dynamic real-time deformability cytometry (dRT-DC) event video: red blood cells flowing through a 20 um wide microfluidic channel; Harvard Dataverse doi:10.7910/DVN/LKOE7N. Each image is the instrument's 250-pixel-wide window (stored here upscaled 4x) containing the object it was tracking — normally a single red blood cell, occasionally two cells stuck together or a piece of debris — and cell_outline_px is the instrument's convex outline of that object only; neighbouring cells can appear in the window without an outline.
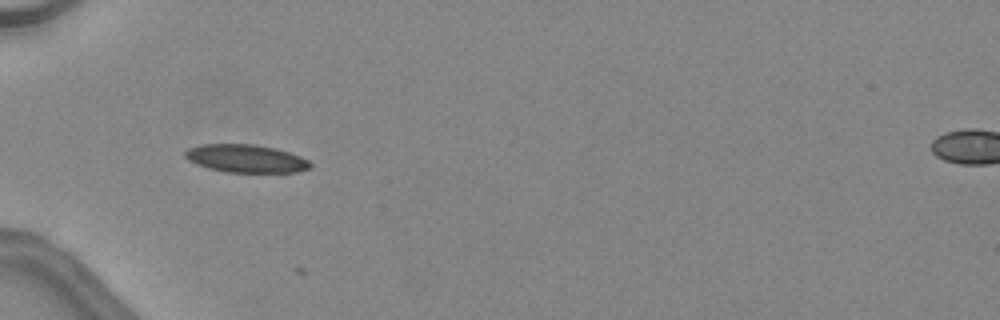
{"species": "common noctule bat (a hibernating species)", "species_latin": "Nyctalus noctula", "temperature_condition": "warm", "stored_images_in_passage": 4, "camera_frame_rate_fps": 3000, "um_per_image_px": 0.085, "animal": {"sex": "female", "body_mass_g": 24.6, "forearm_length_mm": 56.2}, "frame": {"image": 1, "passage_image": 2, "time_ms": 0.333, "image_size_px": [1000, 320], "cell_outline_px": [[312, 164], [308, 168], [296, 172], [224, 172], [208, 168], [196, 164], [188, 160], [184, 156], [184, 152], [188, 148], [204, 144], [252, 144], [276, 148], [300, 156], [308, 160]], "centroid_in_image_um": [20.87, 13.47], "position_along_channel_um": 64.1, "area_um2": 20.35}}